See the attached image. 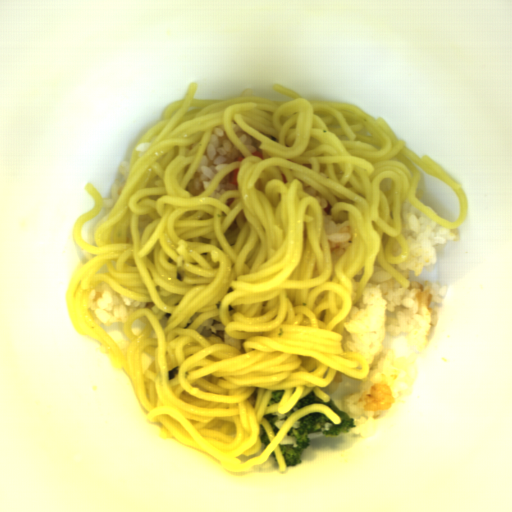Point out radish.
I'll list each match as a JSON object with an SVG mask.
<instances>
[{
    "label": "radish",
    "mask_w": 512,
    "mask_h": 512,
    "mask_svg": "<svg viewBox=\"0 0 512 512\" xmlns=\"http://www.w3.org/2000/svg\"><path fill=\"white\" fill-rule=\"evenodd\" d=\"M244 157H245V156H244V154H243V155L239 156V157H238L234 162H242V161H243V159H244Z\"/></svg>",
    "instance_id": "radish-3"
},
{
    "label": "radish",
    "mask_w": 512,
    "mask_h": 512,
    "mask_svg": "<svg viewBox=\"0 0 512 512\" xmlns=\"http://www.w3.org/2000/svg\"><path fill=\"white\" fill-rule=\"evenodd\" d=\"M240 168H235L232 171L229 172L228 180L231 185H234L237 187V179H238V173Z\"/></svg>",
    "instance_id": "radish-1"
},
{
    "label": "radish",
    "mask_w": 512,
    "mask_h": 512,
    "mask_svg": "<svg viewBox=\"0 0 512 512\" xmlns=\"http://www.w3.org/2000/svg\"><path fill=\"white\" fill-rule=\"evenodd\" d=\"M249 154H250L251 156H254V157H260V158H263V159H264L263 154H262V153H260L258 150H257V151H255V152L249 153Z\"/></svg>",
    "instance_id": "radish-2"
}]
</instances>
